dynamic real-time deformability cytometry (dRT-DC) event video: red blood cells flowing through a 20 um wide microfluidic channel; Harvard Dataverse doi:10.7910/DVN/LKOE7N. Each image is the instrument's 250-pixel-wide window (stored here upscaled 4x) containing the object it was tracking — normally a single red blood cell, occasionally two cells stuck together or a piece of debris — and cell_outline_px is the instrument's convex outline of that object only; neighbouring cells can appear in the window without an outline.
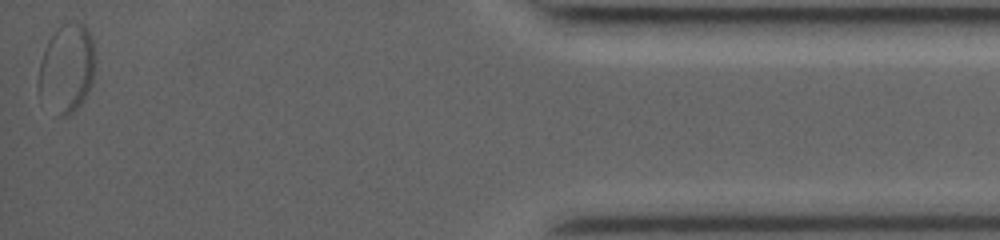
{"species": "common noctule bat (a hibernating species)", "species_latin": "Nyctalus noctula", "temperature_condition": "room temperature", "stored_images_in_passage": 29, "segment_of_instrument_passage": [2, 2], "camera_frame_rate_fps": 3500, "um_per_image_px": 0.085, "animal": {"sex": "female", "body_mass_g": 19.0, "forearm_length_mm": 53.3}, "frame": {"image": 1, "passage_image": 29, "time_ms": 8.0, "image_size_px": [1000, 240], "cell_outline_px": [[92, 84], [80, 104], [68, 116], [56, 116], [56, 112], [72, 28], [76, 24], [84, 24], [88, 28], [92, 36]], "centroid_in_image_um": [6.48, 6.04], "position_along_channel_um": 428.7, "area_um2": 15.84}}